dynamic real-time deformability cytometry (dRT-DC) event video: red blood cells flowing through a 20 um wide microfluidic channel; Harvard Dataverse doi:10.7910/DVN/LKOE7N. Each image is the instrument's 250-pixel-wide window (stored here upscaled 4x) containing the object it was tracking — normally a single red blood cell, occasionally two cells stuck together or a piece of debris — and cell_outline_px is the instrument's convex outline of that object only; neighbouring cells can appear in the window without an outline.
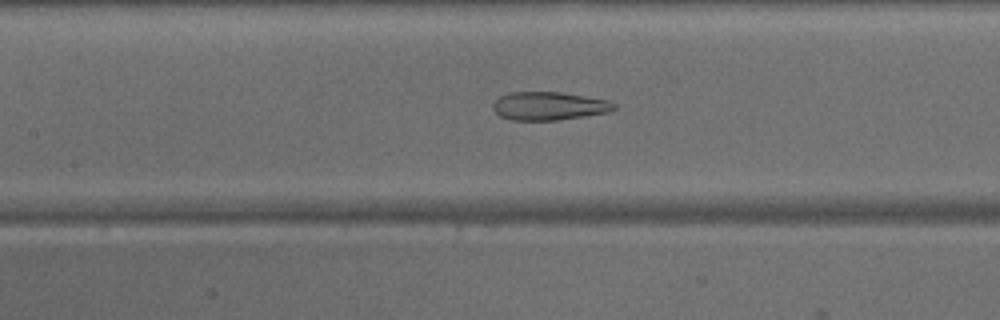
{"species": "common noctule bat (a hibernating species)", "species_latin": "Nyctalus noctula", "temperature_condition": "warm", "stored_images_in_passage": 46, "camera_frame_rate_fps": 3000, "um_per_image_px": 0.085, "animal": {"sex": "male", "body_mass_g": 15.6}, "frame": {"image": 1, "passage_image": 20, "time_ms": 6.333, "image_size_px": [1000, 320], "cell_outline_px": [[616, 108], [608, 112], [556, 120], [512, 120], [500, 116], [492, 108], [492, 104], [500, 96], [508, 92], [560, 92], [608, 100], [616, 104]], "centroid_in_image_um": [46.63, 9.0], "position_along_channel_um": 160.8, "area_um2": 19.83}}
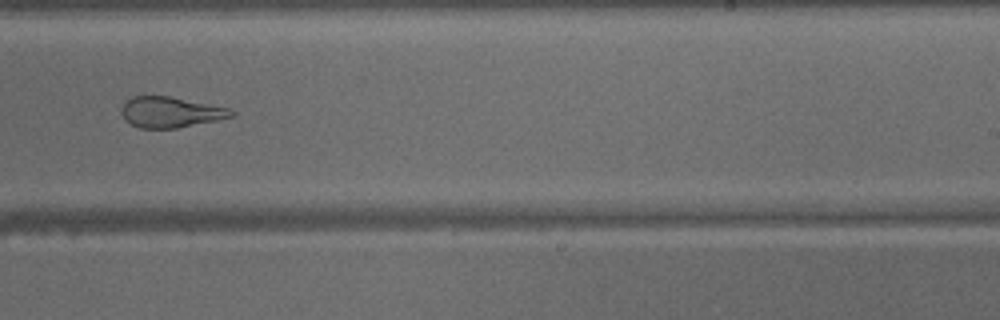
{"frame": {"image": 2, "passage_image": 28, "time_ms": 9.0, "image_size_px": [1000, 320], "cell_outline_px": [[236, 112], [232, 116], [216, 120], [176, 128], [140, 128], [124, 120], [120, 112], [120, 108], [124, 100], [132, 96], [168, 96], [228, 108]], "centroid_in_image_um": [14.41, 9.53], "position_along_channel_um": 274.6, "area_um2": 19.54}}
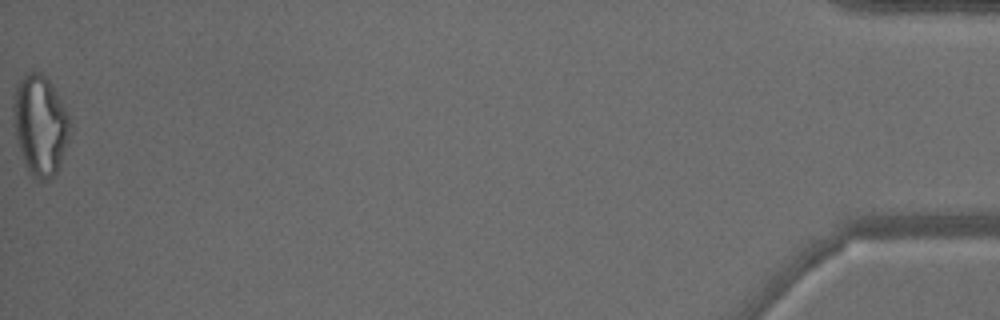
{"frame": {"image": 3, "passage_image": 46, "time_ms": 15.0, "image_size_px": [1000, 320], "cell_outline_px": [[68, 140], [56, 172], [48, 180], [40, 184], [28, 172], [24, 164], [16, 136], [12, 108], [12, 104], [16, 88], [20, 80], [28, 72], [40, 72], [52, 84], [68, 116]], "centroid_in_image_um": [3.38, 10.68], "position_along_channel_um": 431.8, "area_um2": 32.54}}